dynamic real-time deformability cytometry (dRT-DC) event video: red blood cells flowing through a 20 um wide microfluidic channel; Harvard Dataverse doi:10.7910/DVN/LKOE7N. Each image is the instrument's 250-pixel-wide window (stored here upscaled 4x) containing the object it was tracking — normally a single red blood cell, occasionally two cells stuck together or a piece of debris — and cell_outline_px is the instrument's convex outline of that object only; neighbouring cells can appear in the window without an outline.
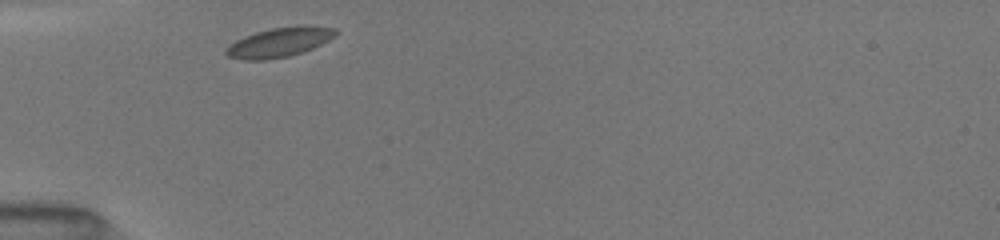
{"species": "common noctule bat (a hibernating species)", "species_latin": "Nyctalus noctula", "temperature_condition": "room temperature", "stored_images_in_passage": 28, "camera_frame_rate_fps": 3000, "um_per_image_px": 0.085, "animal": {"sex": "female", "body_mass_g": 19.5, "forearm_length_mm": 54.1}, "frame": {"image": 1, "passage_image": 1, "time_ms": 0.0, "image_size_px": [1000, 240], "cell_outline_px": [[336, 36], [312, 48], [288, 56], [268, 60], [244, 60], [228, 56], [224, 52], [236, 40], [244, 36], [256, 32], [272, 28], [304, 24], [308, 24], [336, 28]], "centroid_in_image_um": [23.78, 3.57], "position_along_channel_um": 61.2, "area_um2": 18.79}}
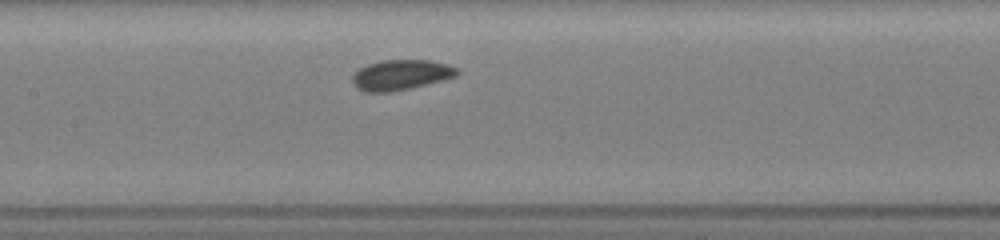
{"frame": {"image": 2, "passage_image": 10, "time_ms": 3.0, "image_size_px": [1000, 240], "cell_outline_px": [[460, 72], [456, 76], [444, 80], [412, 88], [392, 92], [364, 92], [356, 88], [352, 80], [352, 76], [360, 68], [368, 64], [380, 60], [428, 60], [448, 64], [460, 68]], "centroid_in_image_um": [34.11, 6.37], "position_along_channel_um": 173.3, "area_um2": 18.73}}
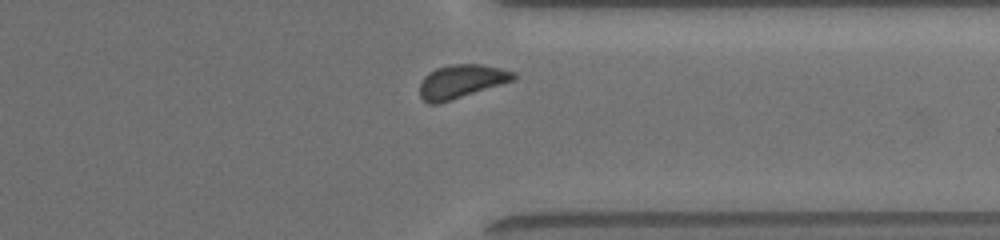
{"frame": {"image": 3, "passage_image": 25, "time_ms": 8.0, "image_size_px": [1000, 240], "cell_outline_px": [[516, 80], [436, 104], [428, 104], [420, 96], [420, 84], [424, 76], [428, 72], [436, 68], [452, 64], [480, 64], [500, 68], [516, 72]], "centroid_in_image_um": [39.22, 6.91], "position_along_channel_um": 372.2, "area_um2": 18.26}}